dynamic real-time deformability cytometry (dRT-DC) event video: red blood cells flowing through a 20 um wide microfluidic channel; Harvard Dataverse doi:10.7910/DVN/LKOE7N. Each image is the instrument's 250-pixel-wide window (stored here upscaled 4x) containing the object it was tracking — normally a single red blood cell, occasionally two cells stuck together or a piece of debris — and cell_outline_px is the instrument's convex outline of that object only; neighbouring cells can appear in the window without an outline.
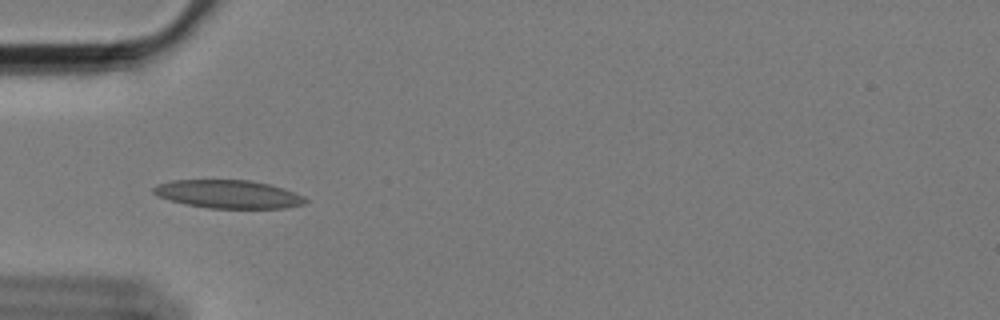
{"species": "Egyptian fruit bat (a non-hibernating species)", "species_latin": "Rousettus aegyptiacus", "temperature_condition": "cold", "stored_images_in_passage": 7, "camera_frame_rate_fps": 3000, "um_per_image_px": 0.085, "animal": {"sex": "female"}, "frame": {"image": 1, "passage_image": 3, "time_ms": 0.667, "image_size_px": [1000, 320], "cell_outline_px": [[308, 200], [304, 204], [288, 208], [208, 208], [184, 204], [160, 196], [152, 192], [152, 188], [156, 184], [172, 180], [252, 180], [284, 188], [296, 192], [304, 196]], "centroid_in_image_um": [19.44, 16.5], "position_along_channel_um": 65.6, "area_um2": 25.09}}